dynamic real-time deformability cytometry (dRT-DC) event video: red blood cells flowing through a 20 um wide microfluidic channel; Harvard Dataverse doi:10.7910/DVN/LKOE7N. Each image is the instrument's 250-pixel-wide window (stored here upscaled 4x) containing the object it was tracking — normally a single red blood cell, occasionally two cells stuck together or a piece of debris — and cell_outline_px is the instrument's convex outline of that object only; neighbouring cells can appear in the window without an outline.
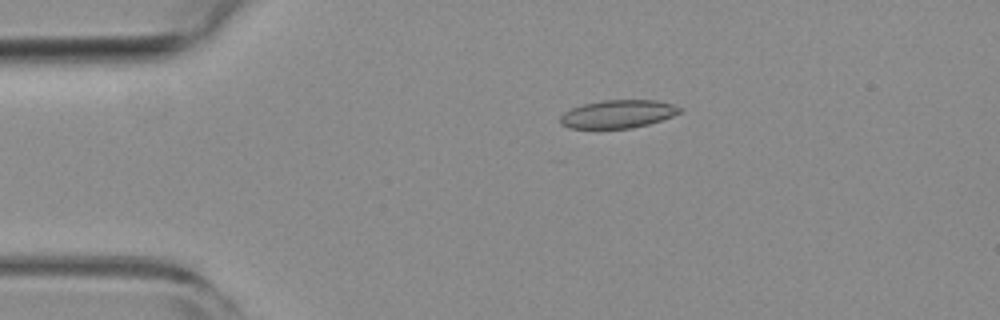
{"species": "common noctule bat (a hibernating species)", "species_latin": "Nyctalus noctula", "temperature_condition": "room temperature", "stored_images_in_passage": 52, "camera_frame_rate_fps": 3000, "um_per_image_px": 0.085, "animal": {"sex": "female", "body_mass_g": 19.3, "forearm_length_mm": 54.1}, "frame": {"image": 1, "passage_image": 9, "time_ms": 2.667, "image_size_px": [1000, 320], "cell_outline_px": [[684, 108], [680, 112], [672, 116], [648, 124], [632, 128], [568, 128], [560, 124], [560, 116], [564, 112], [572, 108], [584, 104], [604, 100], [656, 100], [672, 104]], "centroid_in_image_um": [52.52, 9.69], "position_along_channel_um": 32.5, "area_um2": 19.48}}
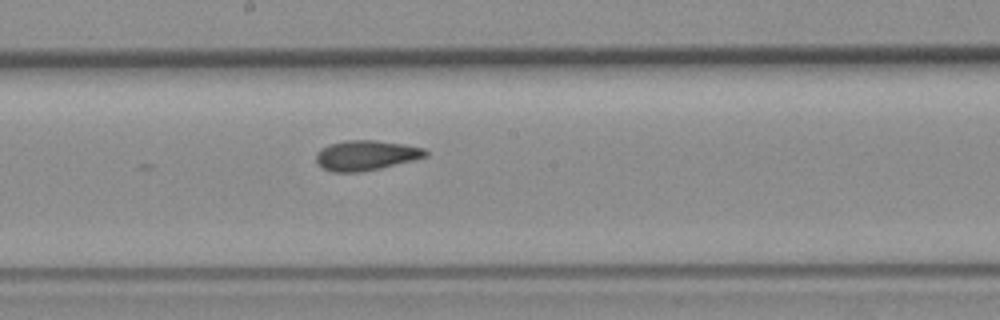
{"frame": {"image": 2, "passage_image": 27, "time_ms": 8.667, "image_size_px": [1000, 320], "cell_outline_px": [[428, 156], [380, 168], [360, 172], [332, 172], [324, 168], [316, 160], [316, 152], [320, 148], [328, 144], [344, 140], [376, 140], [404, 144], [424, 148], [428, 152]], "centroid_in_image_um": [31.09, 13.19], "position_along_channel_um": 217.1, "area_um2": 19.13}}
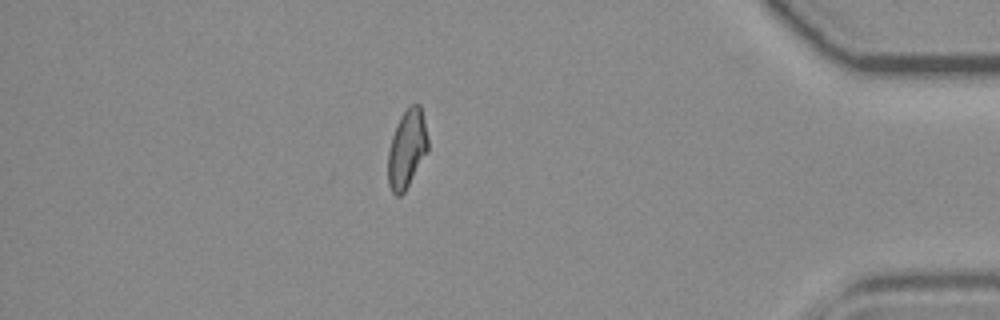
{"frame": {"image": 3, "passage_image": 45, "time_ms": 14.667, "image_size_px": [1000, 320], "cell_outline_px": [[428, 152], [404, 192], [400, 196], [396, 196], [392, 192], [388, 184], [388, 152], [392, 136], [396, 124], [400, 116], [412, 104], [420, 104], [428, 136]], "centroid_in_image_um": [34.59, 12.66], "position_along_channel_um": 400.6, "area_um2": 18.26}, "authors_computed_cell_mechanics": {"area_um2": 18.8717, "velocity_mm_per_s": 3.797, "shape_relaxation_time_tau1_ms": null, "shape_relaxation_time_tau2_ms": 1.9769, "deformation_change_tau1": null, "deformation_change_tau2": 0.079}}